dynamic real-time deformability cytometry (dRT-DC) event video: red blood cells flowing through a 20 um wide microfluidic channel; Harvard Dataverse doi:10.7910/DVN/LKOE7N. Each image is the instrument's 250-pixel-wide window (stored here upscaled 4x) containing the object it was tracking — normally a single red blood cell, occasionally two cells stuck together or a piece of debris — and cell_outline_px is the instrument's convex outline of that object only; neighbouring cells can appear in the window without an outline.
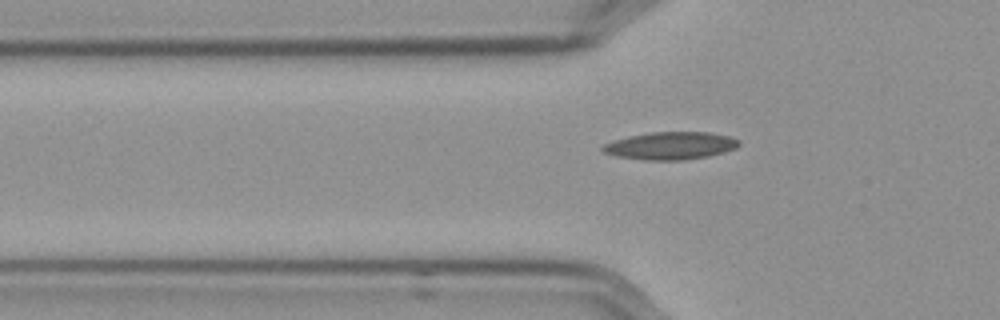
{"species": "Egyptian fruit bat (a non-hibernating species)", "species_latin": "Rousettus aegyptiacus", "temperature_condition": "cold", "stored_images_in_passage": 43, "camera_frame_rate_fps": 3000, "um_per_image_px": 0.085, "frame": {"image": 1, "passage_image": 6, "time_ms": 1.667, "image_size_px": [1000, 320], "cell_outline_px": [[740, 144], [736, 148], [724, 152], [708, 156], [680, 160], [648, 160], [616, 156], [604, 152], [600, 148], [604, 144], [612, 140], [628, 136], [648, 132], [708, 132], [732, 136], [740, 140]], "centroid_in_image_um": [57.01, 12.37], "position_along_channel_um": 68.8, "area_um2": 22.02}}
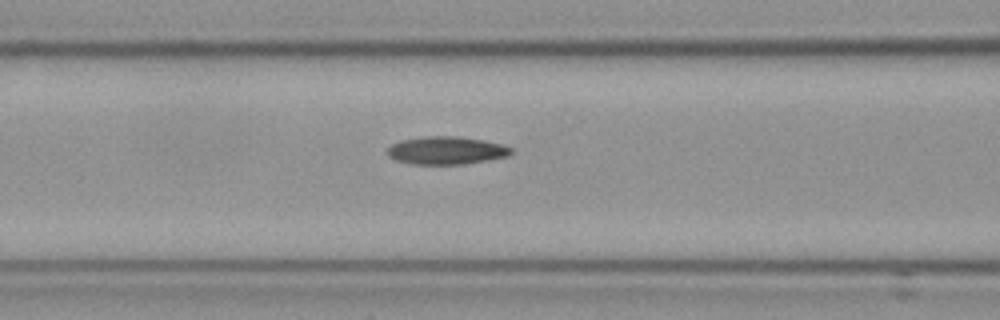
{"frame": {"image": 2, "passage_image": 11, "time_ms": 3.333, "image_size_px": [1000, 320], "cell_outline_px": [[512, 152], [508, 156], [464, 164], [412, 164], [396, 160], [388, 156], [384, 152], [392, 144], [400, 140], [428, 136], [460, 136], [484, 140], [500, 144], [512, 148]], "centroid_in_image_um": [37.9, 12.78], "position_along_channel_um": 128.7, "area_um2": 20.11}}
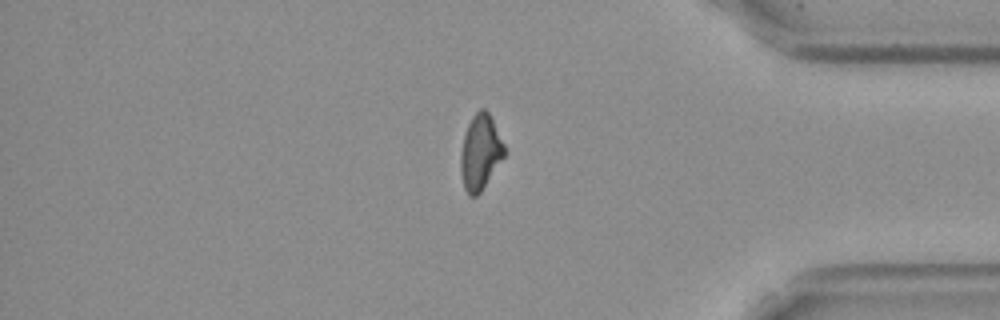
{"frame": {"image": 3, "passage_image": 35, "time_ms": 11.333, "image_size_px": [1000, 320], "cell_outline_px": [[504, 156], [480, 192], [476, 196], [468, 196], [464, 188], [460, 172], [460, 152], [464, 136], [468, 124], [472, 116], [480, 108], [484, 108], [488, 112], [504, 144]], "centroid_in_image_um": [40.79, 12.95], "position_along_channel_um": 394.4, "area_um2": 18.9}}